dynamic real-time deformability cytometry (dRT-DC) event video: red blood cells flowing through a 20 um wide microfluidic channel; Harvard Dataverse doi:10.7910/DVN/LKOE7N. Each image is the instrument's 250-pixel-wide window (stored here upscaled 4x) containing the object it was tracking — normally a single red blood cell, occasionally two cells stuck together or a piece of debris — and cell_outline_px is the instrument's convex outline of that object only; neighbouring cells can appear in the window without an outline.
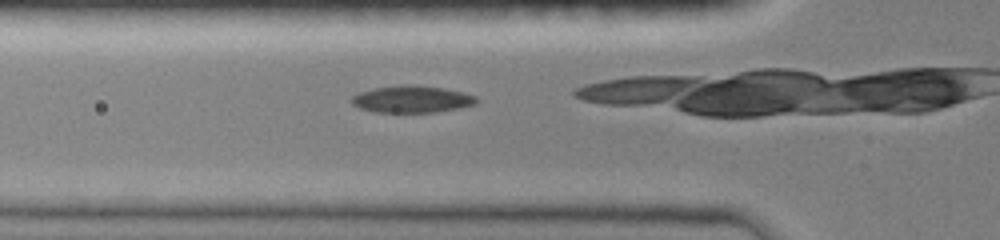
{"species": "common noctule bat (a hibernating species)", "species_latin": "Nyctalus noctula", "temperature_condition": "room temperature", "stored_images_in_passage": 29, "camera_frame_rate_fps": 3000, "um_per_image_px": 0.085, "animal": {"sex": "female", "body_mass_g": 19.0, "forearm_length_mm": 51.5}, "frame": {"image": 1, "passage_image": 6, "time_ms": 1.667, "image_size_px": [1000, 240], "cell_outline_px": [[476, 104], [460, 108], [436, 112], [376, 112], [360, 108], [352, 104], [352, 96], [360, 92], [372, 88], [404, 84], [412, 84], [444, 88], [464, 92], [476, 96]], "centroid_in_image_um": [35.02, 8.42], "position_along_channel_um": 90.8, "area_um2": 19.71}}
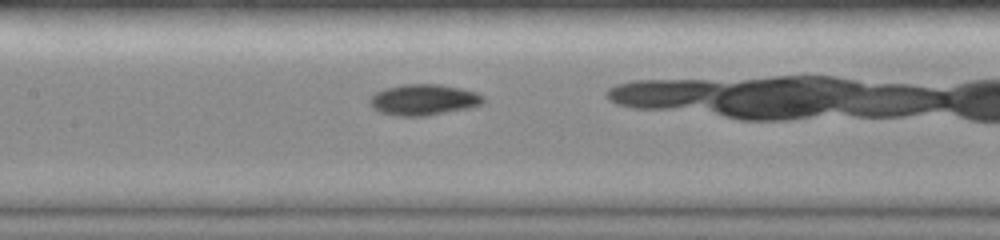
{"frame": {"image": 2, "passage_image": 12, "time_ms": 3.667, "image_size_px": [1000, 240], "cell_outline_px": [[484, 104], [472, 108], [428, 116], [396, 116], [380, 112], [372, 108], [368, 100], [376, 92], [384, 88], [404, 84], [440, 84], [460, 88], [476, 92], [484, 96]], "centroid_in_image_um": [36.03, 8.49], "position_along_channel_um": 171.4, "area_um2": 20.87}}
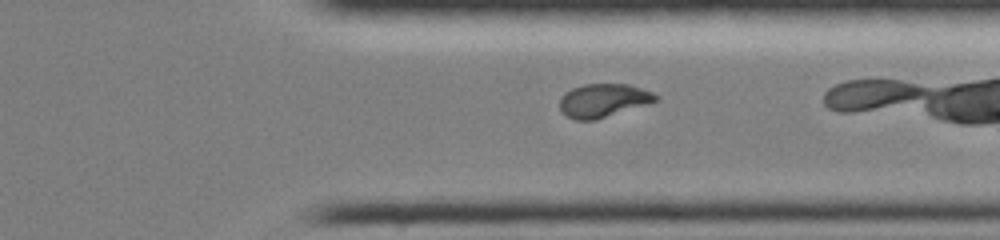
{"frame": {"image": 3, "passage_image": 26, "time_ms": 8.333, "image_size_px": [1000, 240], "cell_outline_px": [[660, 100], [648, 104], [596, 120], [576, 120], [568, 116], [560, 108], [560, 100], [572, 88], [584, 84], [628, 84], [652, 92], [660, 96]], "centroid_in_image_um": [51.34, 8.54], "position_along_channel_um": 360.1, "area_um2": 18.55}}